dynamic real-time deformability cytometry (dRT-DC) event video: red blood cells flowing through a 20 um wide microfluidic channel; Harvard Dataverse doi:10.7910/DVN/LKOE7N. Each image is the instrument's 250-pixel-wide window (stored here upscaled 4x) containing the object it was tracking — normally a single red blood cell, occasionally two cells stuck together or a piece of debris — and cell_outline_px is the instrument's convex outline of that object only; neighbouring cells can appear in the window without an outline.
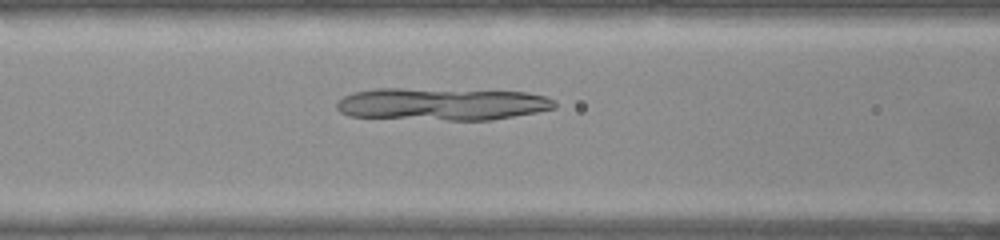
{"species": "common noctule bat (a hibernating species)", "species_latin": "Nyctalus noctula", "temperature_condition": "warm", "stored_images_in_passage": 27, "segment_of_instrument_passage": [1, 2], "camera_frame_rate_fps": 3000, "um_per_image_px": 0.085, "animal": {"sex": "female", "body_mass_g": 22.0, "forearm_length_mm": 56.7}, "frame": {"image": 1, "passage_image": 9, "time_ms": 2.667, "image_size_px": [1000, 240], "cell_outline_px": [[548, 108], [528, 112], [504, 116], [472, 120], [468, 120], [360, 116], [348, 112], [364, 92], [516, 92], [536, 96]], "centroid_in_image_um": [37.85, 8.92], "position_along_channel_um": 128.8, "area_um2": 33.12}}